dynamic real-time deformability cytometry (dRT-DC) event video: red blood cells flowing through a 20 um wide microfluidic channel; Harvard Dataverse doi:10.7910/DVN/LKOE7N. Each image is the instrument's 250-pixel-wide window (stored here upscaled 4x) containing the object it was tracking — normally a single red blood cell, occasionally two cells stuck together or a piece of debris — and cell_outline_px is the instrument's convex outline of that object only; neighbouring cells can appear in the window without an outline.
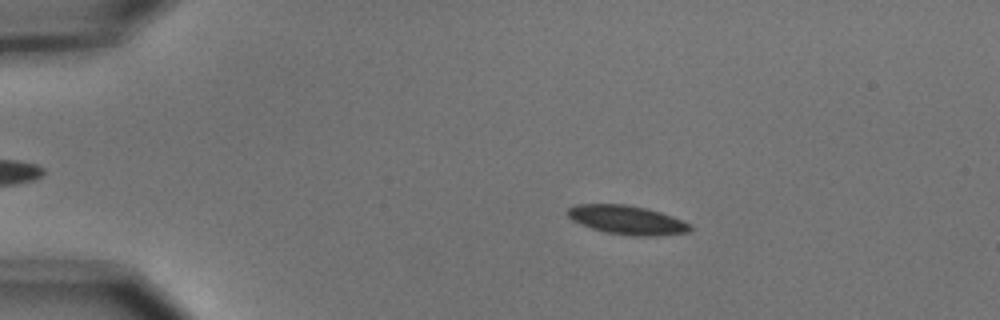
{"species": "common noctule bat (a hibernating species)", "species_latin": "Nyctalus noctula", "temperature_condition": "cold", "stored_images_in_passage": 6, "camera_frame_rate_fps": 3000, "um_per_image_px": 0.085, "animal": {"sex": "male", "body_mass_g": 15.6}, "frame": {"image": 1, "passage_image": 3, "time_ms": 0.667, "image_size_px": [1000, 320], "cell_outline_px": [[692, 228], [688, 232], [656, 236], [632, 236], [604, 232], [592, 228], [572, 220], [564, 212], [568, 208], [576, 204], [624, 204], [644, 208], [660, 212], [672, 216], [692, 224]], "centroid_in_image_um": [53.29, 18.7], "position_along_channel_um": 31.7, "area_um2": 20.69}}
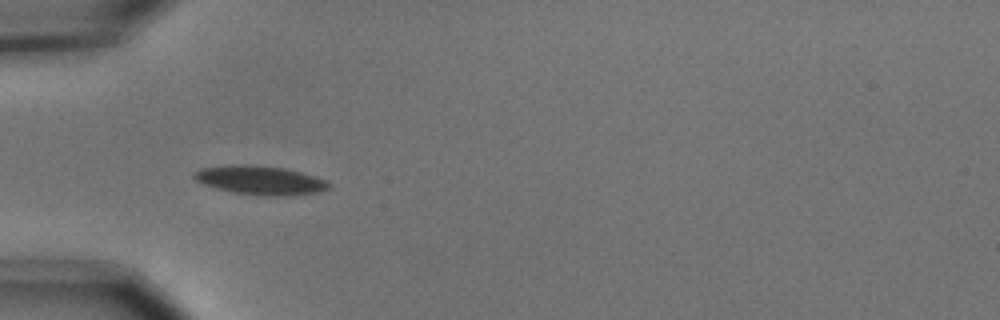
{"frame": {"image": 2, "passage_image": 5, "time_ms": 1.333, "image_size_px": [1000, 320], "cell_outline_px": [[332, 188], [320, 192], [288, 196], [264, 196], [232, 192], [216, 188], [204, 184], [196, 180], [192, 176], [200, 168], [232, 164], [252, 164], [284, 168], [300, 172], [324, 180]], "centroid_in_image_um": [22.11, 15.32], "position_along_channel_um": 62.9, "area_um2": 22.72}}
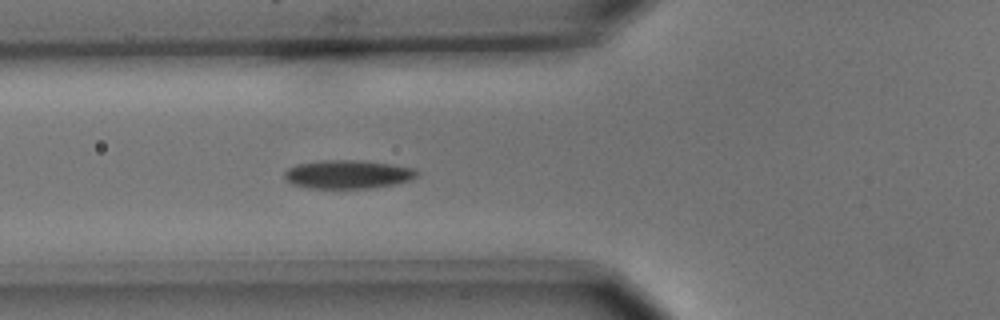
{"frame": {"image": 3, "passage_image": 6, "time_ms": 1.667, "image_size_px": [1000, 320], "cell_outline_px": [[420, 172], [412, 180], [376, 188], [308, 188], [292, 184], [284, 176], [284, 172], [288, 168], [296, 164], [320, 160], [356, 160], [388, 164], [412, 168]], "centroid_in_image_um": [29.55, 14.82], "position_along_channel_um": 96.2, "area_um2": 22.02}}